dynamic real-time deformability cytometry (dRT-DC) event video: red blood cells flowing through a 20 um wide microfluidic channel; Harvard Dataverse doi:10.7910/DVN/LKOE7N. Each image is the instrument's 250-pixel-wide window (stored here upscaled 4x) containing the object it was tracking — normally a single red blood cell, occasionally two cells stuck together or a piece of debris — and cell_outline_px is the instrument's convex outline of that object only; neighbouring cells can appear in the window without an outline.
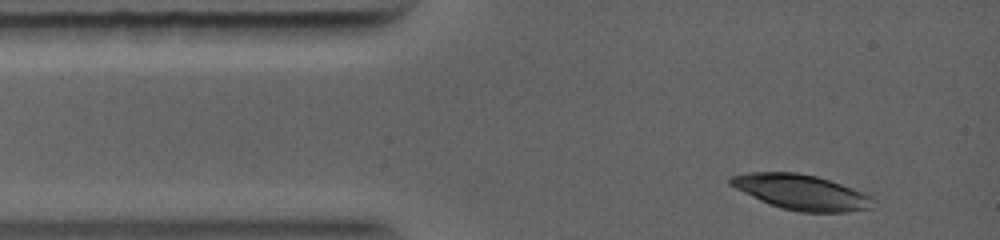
{"species": "common noctule bat (a hibernating species)", "species_latin": "Nyctalus noctula", "temperature_condition": "warm", "stored_images_in_passage": 5, "camera_frame_rate_fps": 5000, "um_per_image_px": 0.085, "animal": {"sex": "female", "body_mass_g": 19.0, "forearm_length_mm": 56.7}, "frame": {"image": 1, "passage_image": 1, "time_ms": 0.0, "image_size_px": [1000, 240], "cell_outline_px": [[872, 208], [848, 212], [800, 212], [780, 208], [760, 200], [728, 184], [728, 176], [748, 172], [796, 172], [816, 176], [864, 192], [872, 196]], "centroid_in_image_um": [68.08, 16.33], "position_along_channel_um": 16.9, "area_um2": 29.19}}